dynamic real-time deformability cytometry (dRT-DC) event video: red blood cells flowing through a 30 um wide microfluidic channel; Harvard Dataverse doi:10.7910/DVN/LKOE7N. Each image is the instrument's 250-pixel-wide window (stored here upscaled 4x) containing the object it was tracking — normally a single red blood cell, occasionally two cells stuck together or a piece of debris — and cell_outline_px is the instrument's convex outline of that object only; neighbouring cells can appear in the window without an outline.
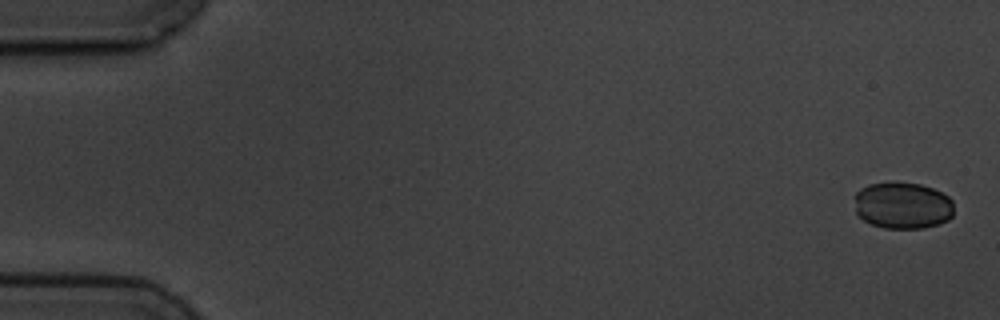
{"species": "common noctule bat (a hibernating species)", "species_latin": "Nyctalus noctula", "temperature_condition": "cold", "stored_images_in_passage": 10, "camera_frame_rate_fps": 3000, "um_per_image_px": 0.085, "animal": {"sex": "male", "body_mass_g": 19.5, "forearm_length_mm": 54.6}, "frame": {"image": 1, "passage_image": 1, "time_ms": 0.0, "image_size_px": [1000, 320], "cell_outline_px": [[952, 216], [948, 220], [940, 224], [924, 228], [884, 228], [872, 224], [864, 220], [856, 212], [856, 192], [860, 188], [868, 184], [920, 184], [932, 188], [948, 196], [952, 200]], "centroid_in_image_um": [76.74, 17.49], "position_along_channel_um": 8.3, "area_um2": 26.65}}
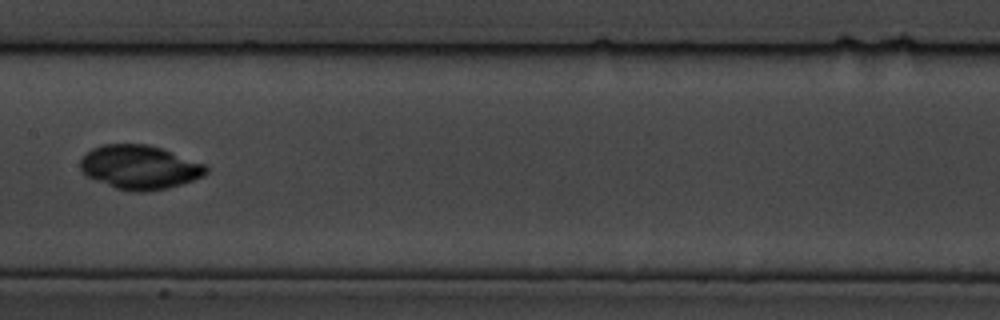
{"frame": {"image": 2, "passage_image": 9, "time_ms": 9.333, "image_size_px": [1000, 320], "cell_outline_px": [[208, 172], [204, 176], [168, 188], [140, 192], [132, 192], [116, 188], [84, 176], [80, 168], [80, 160], [92, 148], [104, 144], [148, 144], [160, 148], [204, 164], [208, 168]], "centroid_in_image_um": [11.84, 14.22], "position_along_channel_um": 195.6, "area_um2": 32.08}}
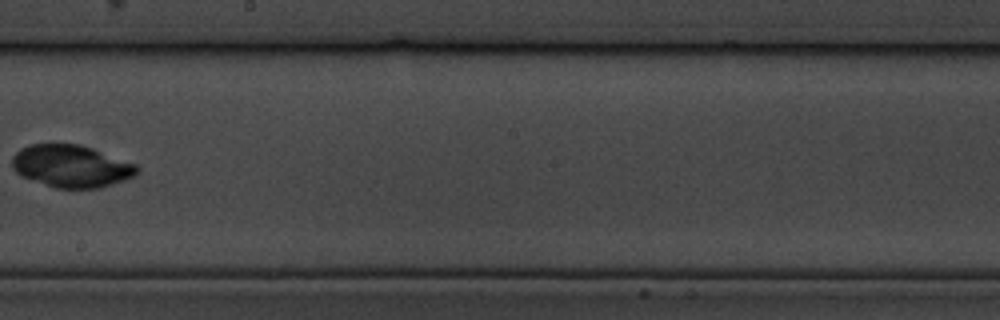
{"frame": {"image": 3, "passage_image": 10, "time_ms": 10.667, "image_size_px": [1000, 320], "cell_outline_px": [[140, 172], [124, 180], [100, 188], [56, 188], [20, 176], [12, 168], [12, 156], [20, 148], [28, 144], [80, 144], [92, 148], [136, 164], [140, 168]], "centroid_in_image_um": [6.04, 14.12], "position_along_channel_um": 242.2, "area_um2": 30.92}}